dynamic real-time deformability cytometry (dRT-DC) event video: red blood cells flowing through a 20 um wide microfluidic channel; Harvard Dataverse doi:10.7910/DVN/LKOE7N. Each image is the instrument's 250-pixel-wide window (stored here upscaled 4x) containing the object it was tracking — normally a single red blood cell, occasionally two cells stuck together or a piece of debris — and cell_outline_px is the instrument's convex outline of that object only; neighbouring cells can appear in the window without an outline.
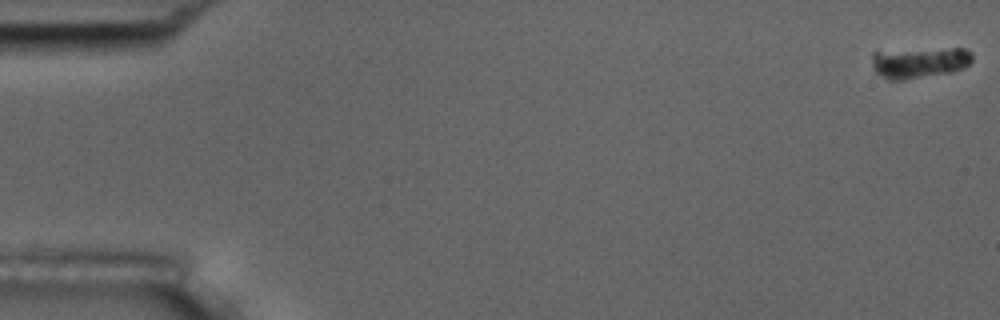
{"species": "common noctule bat (a hibernating species)", "species_latin": "Nyctalus noctula", "temperature_condition": "room temperature", "stored_images_in_passage": 60, "camera_frame_rate_fps": 3000, "um_per_image_px": 0.085, "animal": {"sex": "male", "body_mass_g": 17.5, "forearm_length_mm": 52.3}, "frame": {"image": 1, "passage_image": 1, "time_ms": 0.0, "image_size_px": [1000, 320], "cell_outline_px": [[972, 60], [964, 68], [952, 72], [904, 80], [888, 80], [876, 72], [872, 68], [872, 52], [952, 48], [964, 48], [972, 52]], "centroid_in_image_um": [78.16, 5.33], "position_along_channel_um": 6.8, "area_um2": 18.03}}
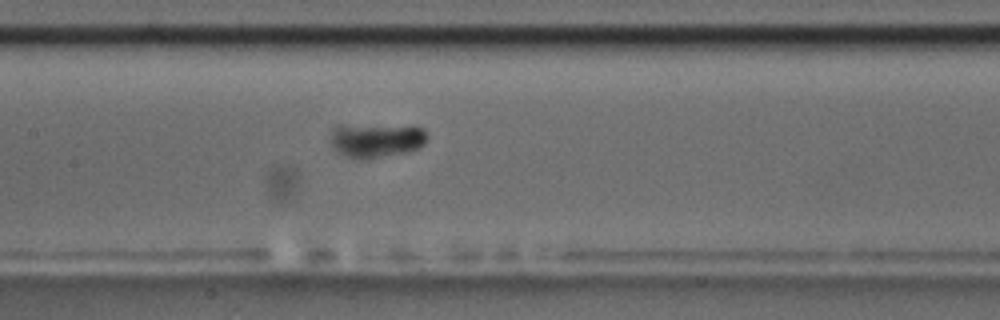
{"frame": {"image": 2, "passage_image": 30, "time_ms": 9.667, "image_size_px": [1000, 320], "cell_outline_px": [[424, 144], [416, 148], [404, 152], [364, 160], [356, 160], [340, 152], [332, 144], [332, 128], [424, 128]], "centroid_in_image_um": [31.97, 12.02], "position_along_channel_um": 175.4, "area_um2": 17.28}}
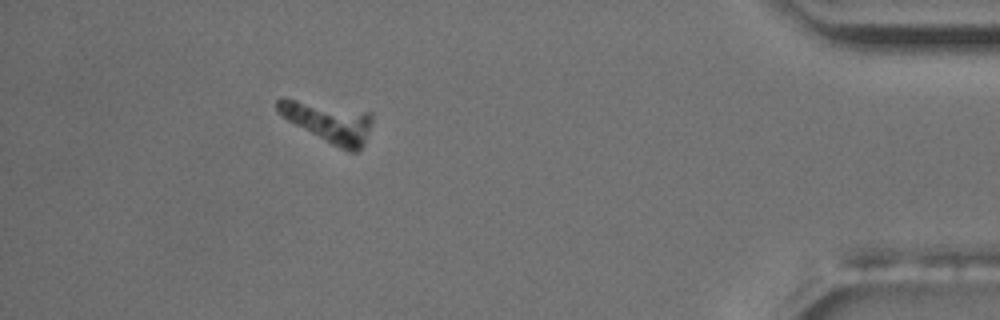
{"frame": {"image": 3, "passage_image": 55, "time_ms": 18.0, "image_size_px": [1000, 320], "cell_outline_px": [[372, 120], [364, 144], [356, 152], [348, 152], [332, 144], [288, 120], [276, 112], [276, 100], [284, 96], [372, 112]], "centroid_in_image_um": [27.89, 10.33], "position_along_channel_um": 407.3, "area_um2": 22.31}}